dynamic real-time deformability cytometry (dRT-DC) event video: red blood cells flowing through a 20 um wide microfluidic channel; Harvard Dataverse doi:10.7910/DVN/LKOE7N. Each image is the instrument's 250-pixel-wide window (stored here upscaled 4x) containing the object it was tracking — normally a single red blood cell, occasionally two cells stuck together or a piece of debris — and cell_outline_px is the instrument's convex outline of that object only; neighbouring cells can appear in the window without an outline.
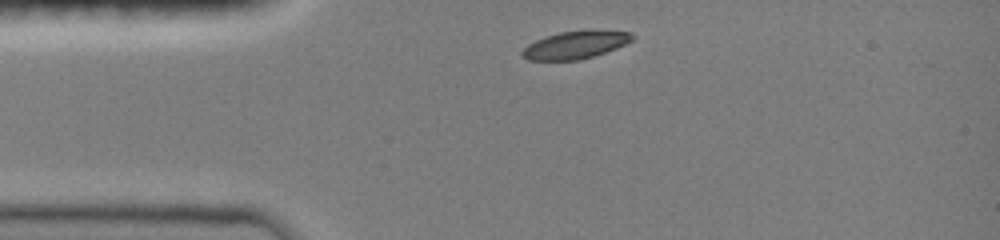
{"species": "common noctule bat (a hibernating species)", "species_latin": "Nyctalus noctula", "temperature_condition": "room temperature", "stored_images_in_passage": 26, "camera_frame_rate_fps": 3000, "um_per_image_px": 0.085, "animal": {"sex": "female", "body_mass_g": 19.0, "forearm_length_mm": 51.5}, "frame": {"image": 1, "passage_image": 1, "time_ms": 0.0, "image_size_px": [1000, 240], "cell_outline_px": [[636, 36], [632, 40], [616, 48], [580, 60], [528, 60], [520, 52], [528, 44], [544, 36], [560, 32], [588, 28], [592, 28], [632, 32]], "centroid_in_image_um": [48.95, 3.77], "position_along_channel_um": 36.1, "area_um2": 18.15}}
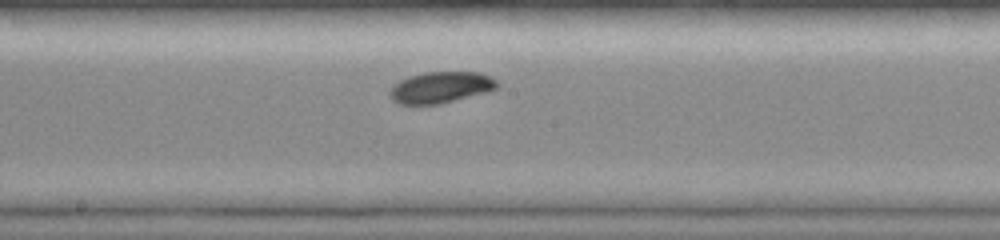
{"frame": {"image": 2, "passage_image": 10, "time_ms": 5.0, "image_size_px": [1000, 240], "cell_outline_px": [[500, 84], [496, 88], [488, 92], [440, 104], [400, 104], [392, 100], [388, 96], [388, 92], [400, 80], [408, 76], [424, 72], [480, 72], [496, 80]], "centroid_in_image_um": [37.46, 7.43], "position_along_channel_um": 210.7, "area_um2": 19.65}}
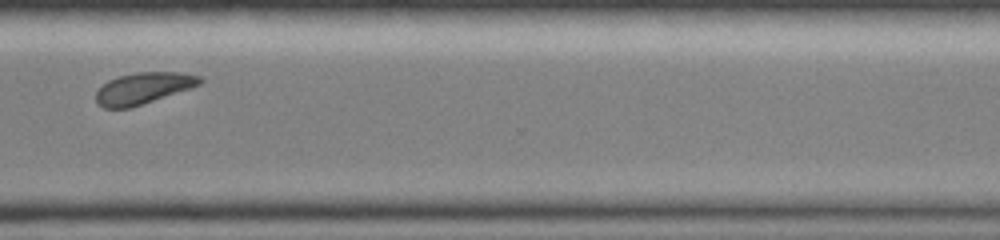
{"frame": {"image": 3, "passage_image": 25, "time_ms": 8.667, "image_size_px": [1000, 240], "cell_outline_px": [[204, 80], [200, 84], [128, 108], [104, 108], [96, 100], [96, 92], [108, 80], [120, 76], [136, 72], [184, 72], [200, 76]], "centroid_in_image_um": [12.18, 7.47], "position_along_channel_um": 358.4, "area_um2": 18.5}}